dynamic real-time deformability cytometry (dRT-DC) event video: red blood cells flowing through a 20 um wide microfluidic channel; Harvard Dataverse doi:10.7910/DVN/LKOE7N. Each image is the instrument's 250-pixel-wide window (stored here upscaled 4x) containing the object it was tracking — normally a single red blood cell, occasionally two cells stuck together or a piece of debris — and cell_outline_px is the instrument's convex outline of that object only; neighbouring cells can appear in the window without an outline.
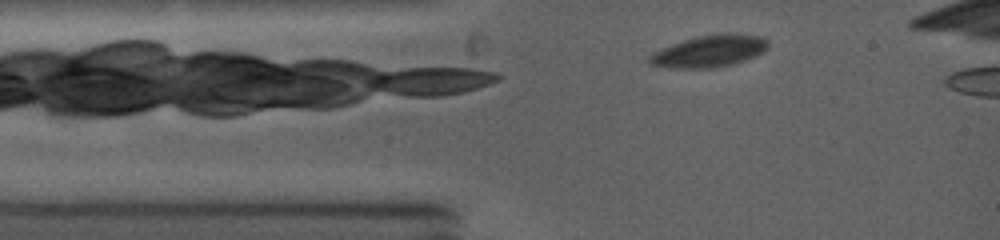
{"species": "common noctule bat (a hibernating species)", "species_latin": "Nyctalus noctula", "temperature_condition": "warm", "stored_images_in_passage": 3, "camera_frame_rate_fps": 5000, "um_per_image_px": 0.085, "animal": {"sex": "female", "body_mass_g": 19.0, "forearm_length_mm": 53.3}, "frame": {"image": 1, "passage_image": 1, "time_ms": 0.0, "image_size_px": [1000, 240], "cell_outline_px": [[768, 48], [764, 52], [756, 56], [732, 64], [716, 68], [668, 68], [648, 64], [648, 56], [652, 52], [660, 48], [696, 36], [724, 32], [728, 32], [760, 36], [768, 40]], "centroid_in_image_um": [60.28, 4.34], "position_along_channel_um": 24.7, "area_um2": 22.48}}